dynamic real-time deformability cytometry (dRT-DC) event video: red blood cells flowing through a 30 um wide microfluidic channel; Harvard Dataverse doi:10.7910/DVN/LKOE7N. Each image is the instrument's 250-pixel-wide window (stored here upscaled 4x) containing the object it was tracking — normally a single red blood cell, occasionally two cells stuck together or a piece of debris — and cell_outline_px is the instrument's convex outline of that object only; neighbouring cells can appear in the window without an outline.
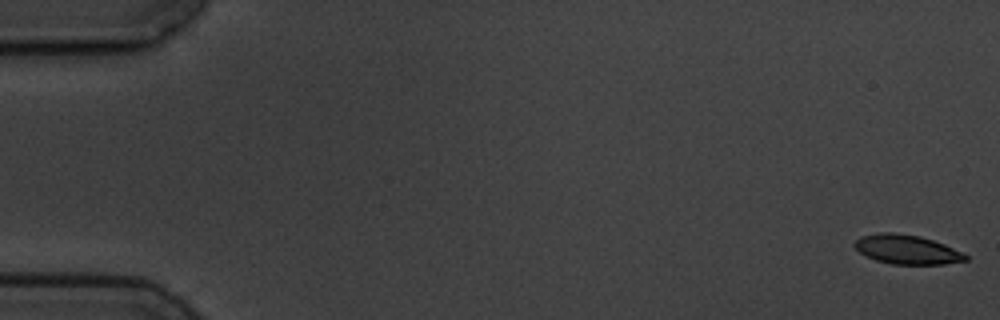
{"species": "common noctule bat (a hibernating species)", "species_latin": "Nyctalus noctula", "temperature_condition": "cold", "stored_images_in_passage": 7, "camera_frame_rate_fps": 3000, "um_per_image_px": 0.085, "animal": {"sex": "male", "body_mass_g": 19.5, "forearm_length_mm": 54.6}, "frame": {"image": 1, "passage_image": 1, "time_ms": 0.0, "image_size_px": [1000, 320], "cell_outline_px": [[968, 260], [944, 264], [892, 264], [876, 260], [864, 256], [852, 244], [860, 236], [880, 232], [896, 232], [920, 236], [944, 244], [968, 256]], "centroid_in_image_um": [77.04, 21.2], "position_along_channel_um": 8.0, "area_um2": 18.9}}
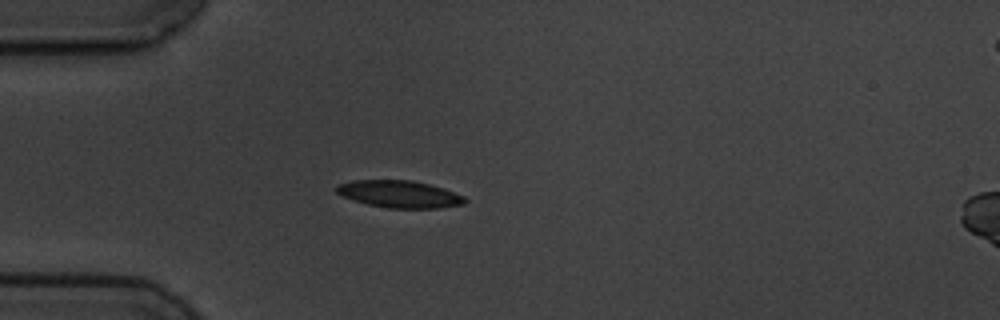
{"frame": {"image": 2, "passage_image": 5, "time_ms": 5.0, "image_size_px": [1000, 320], "cell_outline_px": [[468, 200], [464, 204], [436, 208], [388, 208], [368, 204], [344, 196], [336, 192], [336, 184], [352, 180], [412, 180], [444, 188], [464, 196]], "centroid_in_image_um": [33.97, 16.49], "position_along_channel_um": 51.0, "area_um2": 20.23}}
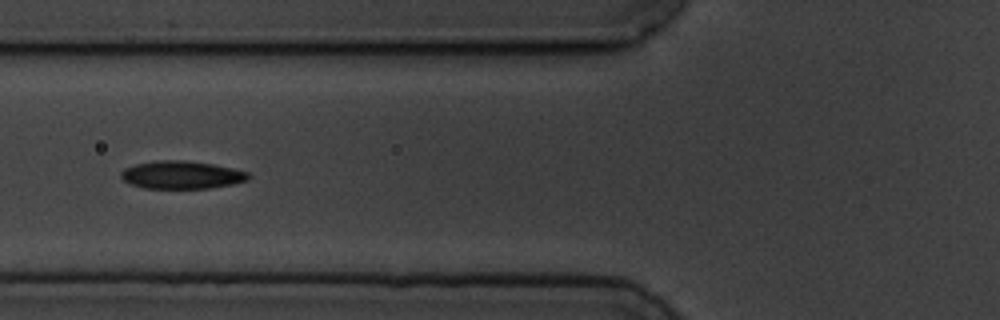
{"frame": {"image": 3, "passage_image": 7, "time_ms": 7.0, "image_size_px": [1000, 320], "cell_outline_px": [[252, 176], [248, 180], [232, 184], [208, 188], [144, 188], [132, 184], [124, 180], [120, 176], [120, 172], [124, 168], [136, 164], [156, 160], [184, 160], [212, 164], [232, 168], [248, 172]], "centroid_in_image_um": [15.44, 14.86], "position_along_channel_um": 110.4, "area_um2": 20.63}}